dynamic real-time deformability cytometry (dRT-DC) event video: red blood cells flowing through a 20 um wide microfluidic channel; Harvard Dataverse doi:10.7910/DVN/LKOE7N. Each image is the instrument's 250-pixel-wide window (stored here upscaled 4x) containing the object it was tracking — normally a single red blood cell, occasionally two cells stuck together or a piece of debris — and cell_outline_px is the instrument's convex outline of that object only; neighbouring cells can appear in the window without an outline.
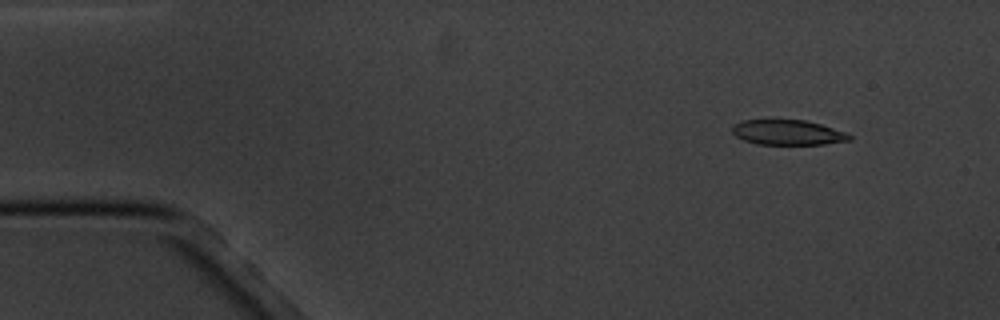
{"species": "common noctule bat (a hibernating species)", "species_latin": "Nyctalus noctula", "temperature_condition": "cold", "stored_images_in_passage": 6, "camera_frame_rate_fps": 3000, "um_per_image_px": 0.085, "animal": {"sex": "male", "body_mass_g": 20.1, "forearm_length_mm": 53.5}, "frame": {"image": 1, "passage_image": 2, "time_ms": 1.0, "image_size_px": [1000, 320], "cell_outline_px": [[852, 140], [824, 144], [756, 144], [744, 140], [736, 136], [732, 132], [732, 124], [744, 120], [808, 120], [848, 132], [852, 136]], "centroid_in_image_um": [67.0, 11.25], "position_along_channel_um": 18.0, "area_um2": 17.28}}
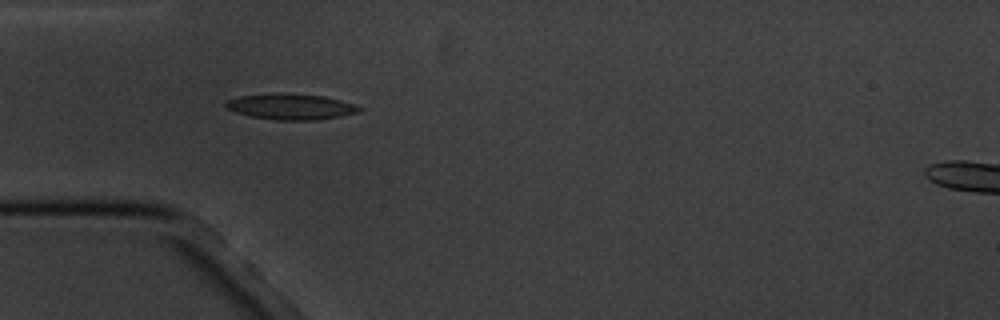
{"frame": {"image": 2, "passage_image": 5, "time_ms": 4.667, "image_size_px": [1000, 320], "cell_outline_px": [[364, 108], [360, 112], [340, 116], [316, 120], [276, 120], [252, 116], [236, 112], [224, 108], [224, 100], [240, 96], [272, 92], [284, 92], [324, 96], [340, 100]], "centroid_in_image_um": [24.67, 9.04], "position_along_channel_um": 60.3, "area_um2": 20.4}}
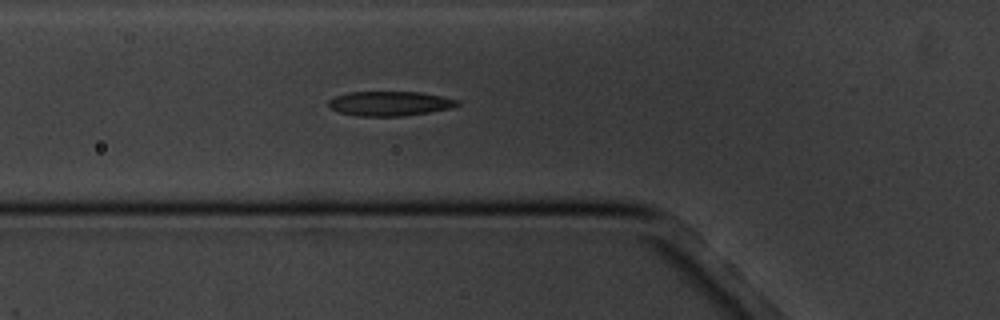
{"frame": {"image": 3, "passage_image": 6, "time_ms": 5.667, "image_size_px": [1000, 320], "cell_outline_px": [[460, 104], [452, 108], [404, 116], [360, 116], [340, 112], [328, 108], [328, 100], [336, 96], [348, 92], [420, 92], [460, 100]], "centroid_in_image_um": [33.13, 8.8], "position_along_channel_um": 92.7, "area_um2": 18.44}}